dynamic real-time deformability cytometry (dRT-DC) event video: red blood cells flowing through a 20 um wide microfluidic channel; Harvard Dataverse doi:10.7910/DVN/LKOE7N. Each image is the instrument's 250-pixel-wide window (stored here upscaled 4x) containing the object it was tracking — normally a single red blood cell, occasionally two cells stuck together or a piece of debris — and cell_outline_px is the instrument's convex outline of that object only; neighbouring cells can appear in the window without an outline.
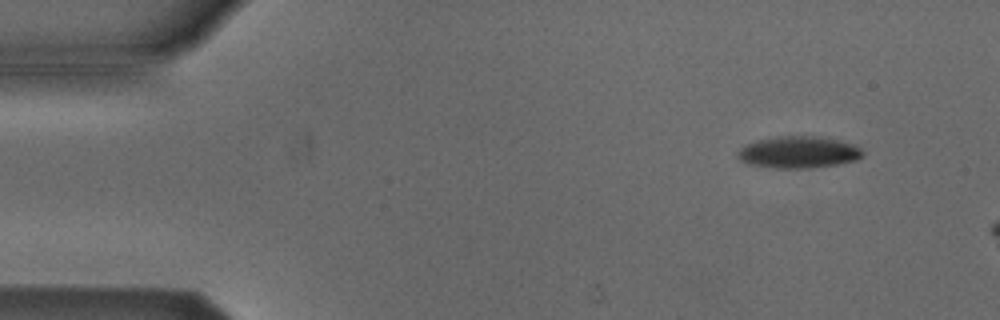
{"species": "Egyptian fruit bat (a non-hibernating species)", "species_latin": "Rousettus aegyptiacus", "temperature_condition": "cold", "stored_images_in_passage": 4, "camera_frame_rate_fps": 3000, "um_per_image_px": 0.085, "animal": {"sex": "male"}, "frame": {"image": 1, "passage_image": 2, "time_ms": 1.333, "image_size_px": [1000, 320], "cell_outline_px": [[864, 156], [856, 160], [836, 164], [812, 168], [776, 168], [744, 164], [736, 156], [736, 152], [744, 144], [756, 140], [776, 136], [820, 136], [852, 144], [860, 148], [864, 152]], "centroid_in_image_um": [67.81, 12.94], "position_along_channel_um": 17.2, "area_um2": 23.47}}